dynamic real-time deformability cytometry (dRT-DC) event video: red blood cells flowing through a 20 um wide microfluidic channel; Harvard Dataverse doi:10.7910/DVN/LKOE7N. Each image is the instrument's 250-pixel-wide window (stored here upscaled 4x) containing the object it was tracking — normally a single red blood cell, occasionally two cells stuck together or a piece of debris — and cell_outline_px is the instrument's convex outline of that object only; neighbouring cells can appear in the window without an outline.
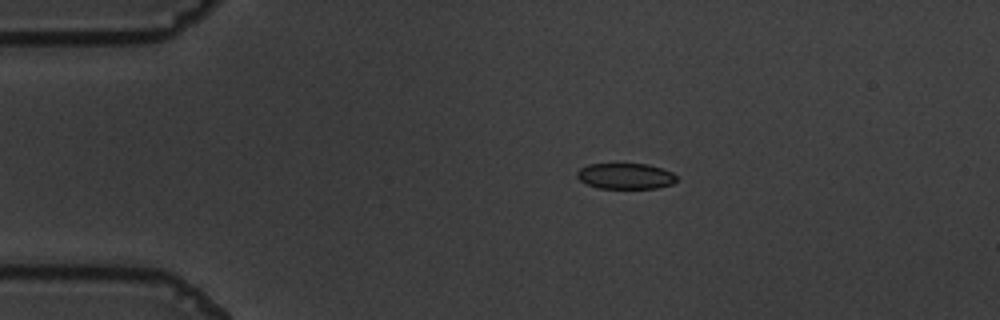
{"species": "common noctule bat (a hibernating species)", "species_latin": "Nyctalus noctula", "temperature_condition": "warm", "stored_images_in_passage": 56, "camera_frame_rate_fps": 3000, "um_per_image_px": 0.085, "animal": {"sex": "male", "body_mass_g": 19.5, "forearm_length_mm": 54.6}, "frame": {"image": 1, "passage_image": 11, "time_ms": 3.333, "image_size_px": [1000, 320], "cell_outline_px": [[680, 180], [672, 184], [656, 188], [600, 188], [588, 184], [580, 180], [576, 176], [576, 172], [580, 168], [588, 164], [648, 164], [672, 172]], "centroid_in_image_um": [53.19, 14.96], "position_along_channel_um": 31.8, "area_um2": 14.97}}
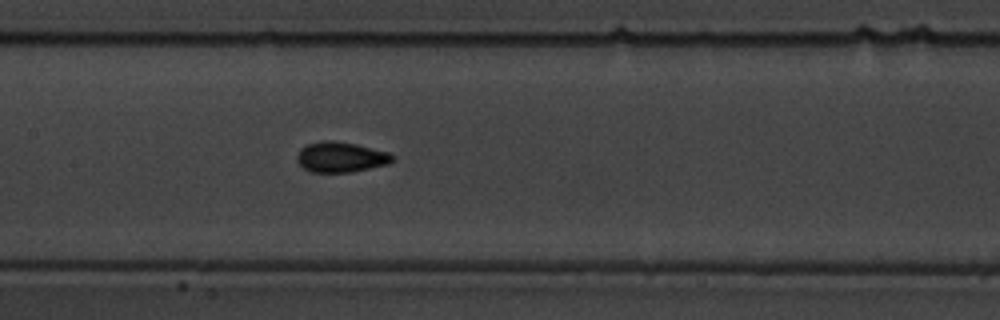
{"frame": {"image": 2, "passage_image": 27, "time_ms": 8.667, "image_size_px": [1000, 320], "cell_outline_px": [[396, 156], [388, 164], [352, 172], [312, 172], [304, 168], [296, 160], [296, 156], [300, 148], [308, 144], [324, 140], [332, 140], [356, 144], [388, 152]], "centroid_in_image_um": [28.96, 13.35], "position_along_channel_um": 178.4, "area_um2": 16.88}}
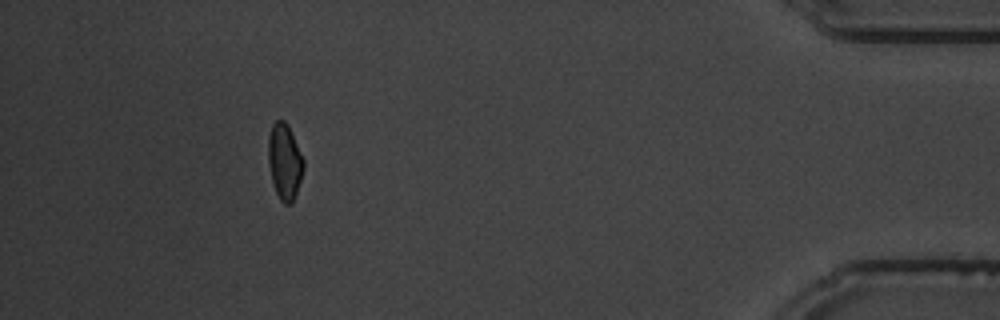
{"frame": {"image": 3, "passage_image": 51, "time_ms": 16.667, "image_size_px": [1000, 320], "cell_outline_px": [[304, 168], [292, 204], [284, 204], [280, 200], [276, 192], [272, 180], [268, 164], [268, 136], [272, 124], [276, 120], [284, 120], [288, 124], [304, 160]], "centroid_in_image_um": [24.18, 13.71], "position_along_channel_um": 411.0, "area_um2": 15.61}, "authors_computed_cell_mechanics": {"area_um2": 15.9528, "velocity_mm_per_s": 3.6283, "shape_relaxation_time_tau1_ms": 4.5741, "shape_relaxation_time_tau2_ms": 0.711, "deformation_change_tau1": 0.1245, "deformation_change_tau2": 0.043}}